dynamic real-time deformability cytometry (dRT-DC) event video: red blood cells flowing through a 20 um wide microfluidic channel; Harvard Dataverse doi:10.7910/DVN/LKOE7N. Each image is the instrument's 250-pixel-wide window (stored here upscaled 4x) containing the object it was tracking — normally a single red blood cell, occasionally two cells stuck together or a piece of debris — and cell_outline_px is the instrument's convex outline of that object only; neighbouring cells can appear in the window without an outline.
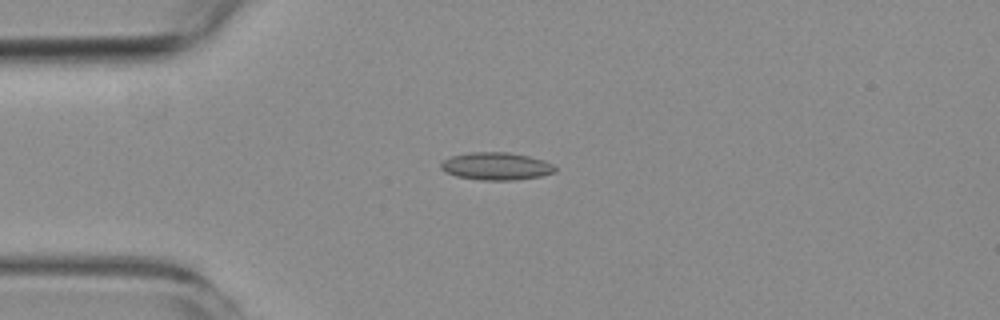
{"species": "common noctule bat (a hibernating species)", "species_latin": "Nyctalus noctula", "temperature_condition": "room temperature", "stored_images_in_passage": 1, "camera_frame_rate_fps": 3000, "um_per_image_px": 0.085, "animal": {"sex": "female", "body_mass_g": 19.3, "forearm_length_mm": 54.1}, "frame": {"image": 1, "passage_image": 1, "time_ms": 0.0, "image_size_px": [1000, 320], "cell_outline_px": [[556, 172], [540, 176], [512, 180], [480, 180], [456, 176], [444, 172], [440, 168], [440, 164], [444, 160], [452, 156], [468, 152], [508, 152], [528, 156], [544, 160], [552, 164], [556, 168]], "centroid_in_image_um": [42.16, 14.12], "position_along_channel_um": 42.8, "area_um2": 18.38}}